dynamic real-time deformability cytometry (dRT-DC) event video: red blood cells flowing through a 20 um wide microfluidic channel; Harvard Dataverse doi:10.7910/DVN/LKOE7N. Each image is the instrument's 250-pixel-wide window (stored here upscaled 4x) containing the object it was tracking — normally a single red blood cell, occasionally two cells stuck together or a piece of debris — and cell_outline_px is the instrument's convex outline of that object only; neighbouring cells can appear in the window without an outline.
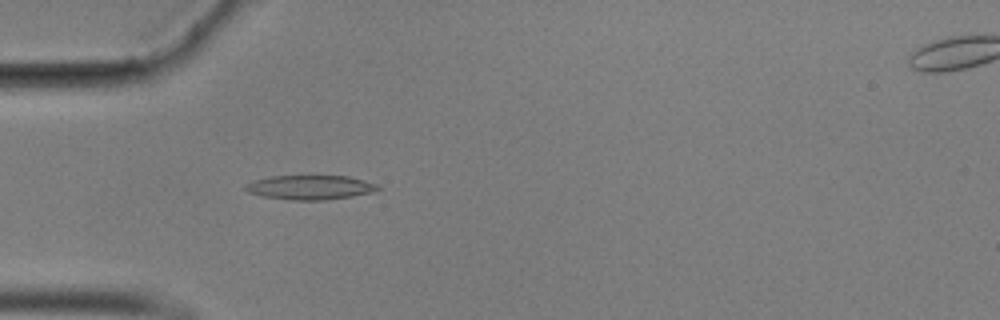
{"species": "common noctule bat (a hibernating species)", "species_latin": "Nyctalus noctula", "temperature_condition": "cold", "stored_images_in_passage": 46, "camera_frame_rate_fps": 3000, "um_per_image_px": 0.085, "animal": {"sex": "male", "body_mass_g": 17.9}, "frame": {"image": 1, "passage_image": 6, "time_ms": 1.667, "image_size_px": [1000, 320], "cell_outline_px": [[380, 188], [372, 192], [352, 196], [324, 200], [292, 200], [264, 196], [248, 192], [244, 188], [244, 184], [252, 180], [272, 176], [348, 176], [380, 184]], "centroid_in_image_um": [26.36, 15.92], "position_along_channel_um": 58.6, "area_um2": 18.79}}
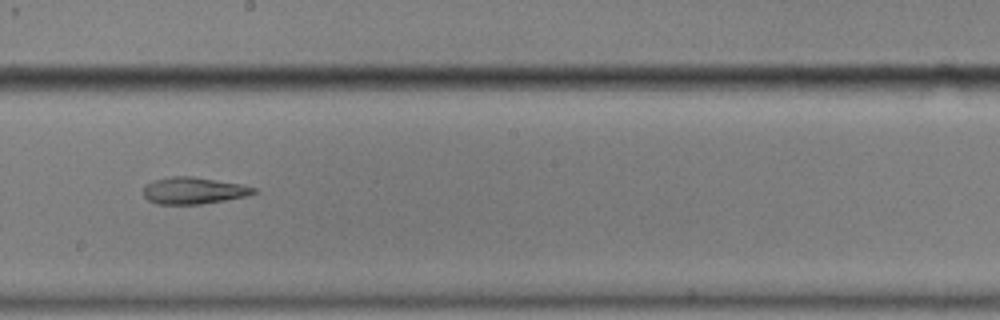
{"frame": {"image": 2, "passage_image": 21, "time_ms": 6.667, "image_size_px": [1000, 320], "cell_outline_px": [[256, 192], [248, 196], [200, 204], [156, 204], [148, 200], [144, 196], [144, 184], [152, 180], [168, 176], [192, 176], [240, 184], [256, 188]], "centroid_in_image_um": [16.41, 16.19], "position_along_channel_um": 231.8, "area_um2": 17.28}}
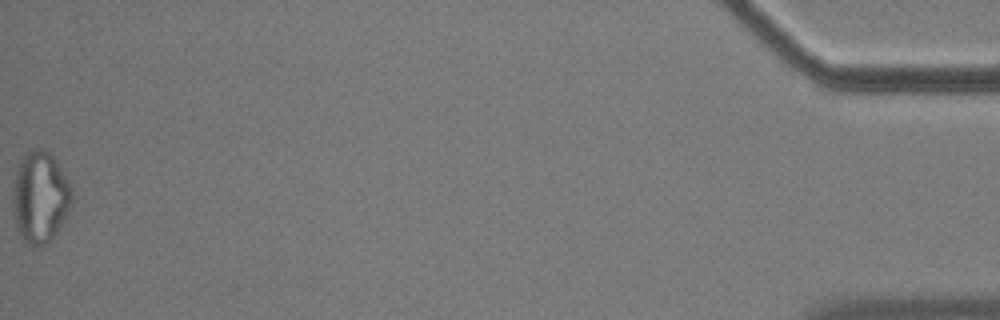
{"frame": {"image": 3, "passage_image": 46, "time_ms": 15.0, "image_size_px": [1000, 320], "cell_outline_px": [[72, 200], [56, 232], [44, 244], [28, 244], [20, 236], [16, 228], [12, 212], [12, 184], [20, 160], [24, 152], [32, 148], [44, 148], [56, 160], [72, 188]], "centroid_in_image_um": [3.35, 16.69], "position_along_channel_um": 431.8, "area_um2": 31.33}, "authors_computed_cell_mechanics": {"area_um2": 18.9584, "velocity_mm_per_s": 3.5372, "shape_relaxation_time_tau1_ms": null, "shape_relaxation_time_tau2_ms": 6.5059, "deformation_change_tau1": null, "deformation_change_tau2": 0.1738}}